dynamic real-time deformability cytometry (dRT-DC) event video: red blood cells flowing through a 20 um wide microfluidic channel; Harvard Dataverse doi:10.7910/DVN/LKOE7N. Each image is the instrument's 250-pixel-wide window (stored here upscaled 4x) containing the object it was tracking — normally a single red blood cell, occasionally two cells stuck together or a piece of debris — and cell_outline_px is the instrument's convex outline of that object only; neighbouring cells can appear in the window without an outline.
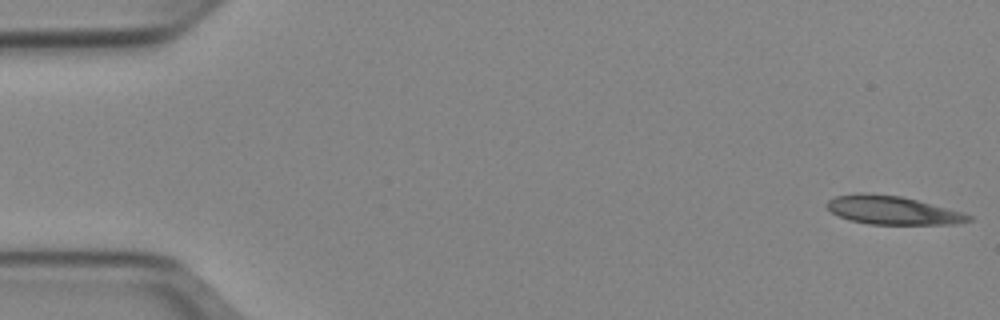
{"species": "Egyptian fruit bat (a non-hibernating species)", "species_latin": "Rousettus aegyptiacus", "temperature_condition": "cold", "stored_images_in_passage": 51, "camera_frame_rate_fps": 3000, "um_per_image_px": 0.085, "animal": {"sex": "female"}, "frame": {"image": 1, "passage_image": 1, "time_ms": 0.0, "image_size_px": [1000, 320], "cell_outline_px": [[972, 220], [952, 224], [868, 224], [848, 220], [832, 212], [828, 208], [828, 200], [836, 196], [856, 192], [860, 192], [900, 196], [964, 212], [972, 216]], "centroid_in_image_um": [75.86, 17.87], "position_along_channel_um": 9.1, "area_um2": 23.35}}
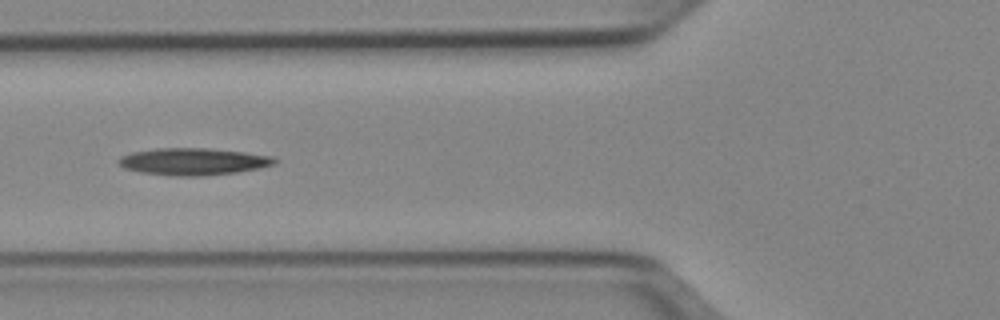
{"frame": {"image": 2, "passage_image": 19, "time_ms": 6.0, "image_size_px": [1000, 320], "cell_outline_px": [[280, 160], [276, 164], [260, 168], [236, 172], [204, 176], [172, 176], [140, 172], [124, 168], [116, 160], [120, 156], [132, 152], [156, 148], [208, 148], [244, 152], [272, 156]], "centroid_in_image_um": [16.44, 13.73], "position_along_channel_um": 109.4, "area_um2": 24.8}}
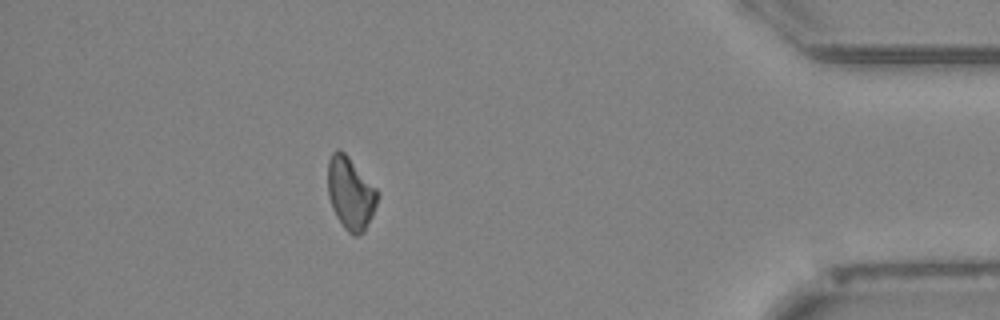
{"frame": {"image": 3, "passage_image": 45, "time_ms": 14.667, "image_size_px": [1000, 320], "cell_outline_px": [[380, 196], [372, 216], [364, 232], [356, 236], [352, 236], [344, 228], [336, 216], [332, 208], [328, 196], [328, 160], [332, 152], [336, 148], [340, 148], [348, 156], [380, 192]], "centroid_in_image_um": [29.8, 16.43], "position_along_channel_um": 405.4, "area_um2": 21.27}, "authors_computed_cell_mechanics": {"area_um2": 22.542, "velocity_mm_per_s": 3.9488, "shape_relaxation_time_tau1_ms": 10.5038, "shape_relaxation_time_tau2_ms": null, "deformation_change_tau1": 0.1872, "deformation_change_tau2": null}}